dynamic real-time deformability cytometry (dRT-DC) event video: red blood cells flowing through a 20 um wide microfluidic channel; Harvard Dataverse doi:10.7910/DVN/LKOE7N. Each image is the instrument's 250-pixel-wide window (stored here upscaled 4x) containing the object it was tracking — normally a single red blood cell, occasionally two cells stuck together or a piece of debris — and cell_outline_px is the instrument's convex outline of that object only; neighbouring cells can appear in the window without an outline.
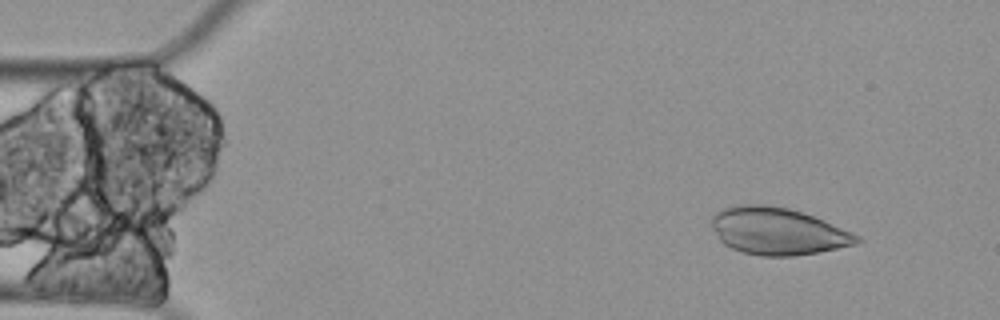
{"species": "Egyptian fruit bat (a non-hibernating species)", "species_latin": "Rousettus aegyptiacus", "temperature_condition": "cold", "stored_images_in_passage": 5, "camera_frame_rate_fps": 3000, "um_per_image_px": 0.085, "animal": {"sex": "female"}, "frame": {"image": 1, "passage_image": 1, "time_ms": 0.0, "image_size_px": [1000, 320], "cell_outline_px": [[864, 240], [856, 244], [816, 252], [792, 256], [760, 256], [744, 252], [732, 248], [724, 244], [720, 240], [712, 228], [712, 216], [716, 212], [724, 208], [736, 204], [764, 204], [788, 208], [824, 220], [852, 232], [860, 236]], "centroid_in_image_um": [66.1, 19.64], "position_along_channel_um": 18.9, "area_um2": 39.71}}
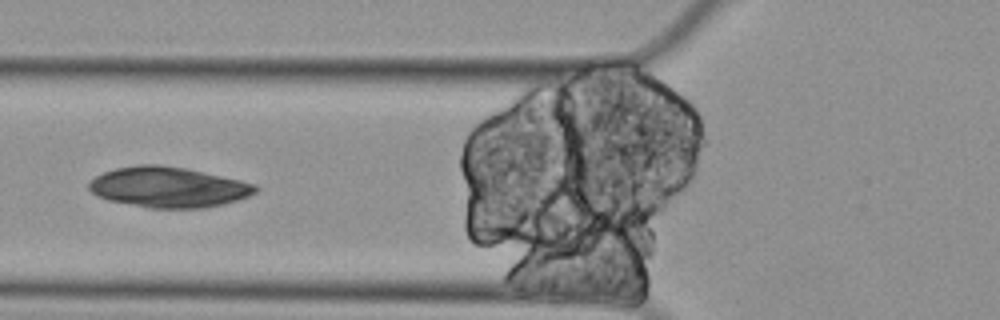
{"frame": {"image": 2, "passage_image": 5, "time_ms": 1.333, "image_size_px": [1000, 320], "cell_outline_px": [[260, 188], [256, 192], [240, 200], [224, 204], [204, 208], [148, 208], [108, 200], [92, 192], [88, 188], [88, 184], [96, 176], [104, 172], [116, 168], [136, 164], [160, 164], [184, 168], [240, 180], [256, 184]], "centroid_in_image_um": [14.34, 15.91], "position_along_channel_um": 111.5, "area_um2": 39.3}}